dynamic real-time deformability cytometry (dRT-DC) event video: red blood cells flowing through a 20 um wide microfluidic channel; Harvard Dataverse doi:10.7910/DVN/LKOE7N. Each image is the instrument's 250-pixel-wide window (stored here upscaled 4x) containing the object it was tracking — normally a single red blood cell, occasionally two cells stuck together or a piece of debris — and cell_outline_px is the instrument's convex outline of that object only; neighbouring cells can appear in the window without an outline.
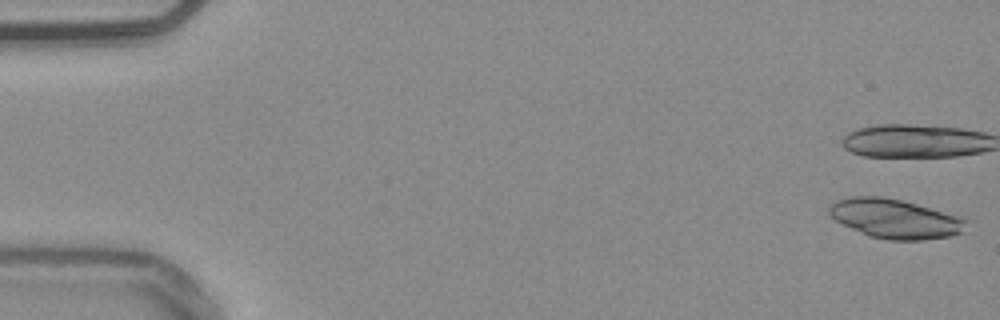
{"species": "common noctule bat (a hibernating species)", "species_latin": "Nyctalus noctula", "temperature_condition": "warm", "stored_images_in_passage": 18, "camera_frame_rate_fps": 3000, "um_per_image_px": 0.085, "animal": {"sex": "male", "body_mass_g": 20.4}, "frame": {"image": 1, "passage_image": 1, "time_ms": 0.0, "image_size_px": [1000, 320], "cell_outline_px": [[968, 220], [964, 232], [952, 236], [924, 240], [888, 240], [868, 236], [836, 220], [828, 212], [828, 204], [836, 200], [852, 196], [880, 196], [900, 200], [964, 216]], "centroid_in_image_um": [76.13, 18.59], "position_along_channel_um": 8.9, "area_um2": 31.67}}